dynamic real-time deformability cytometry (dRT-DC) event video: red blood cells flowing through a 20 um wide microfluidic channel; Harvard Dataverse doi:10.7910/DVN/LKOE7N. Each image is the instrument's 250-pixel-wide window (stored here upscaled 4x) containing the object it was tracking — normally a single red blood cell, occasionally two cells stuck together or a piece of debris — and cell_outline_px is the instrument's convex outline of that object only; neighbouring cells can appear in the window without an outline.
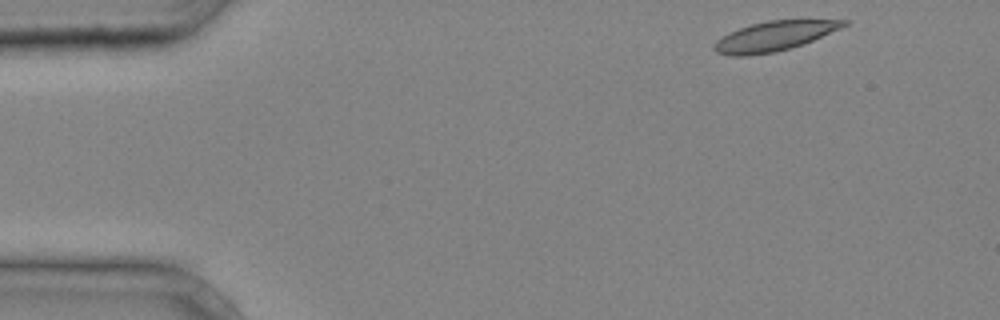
{"species": "common noctule bat (a hibernating species)", "species_latin": "Nyctalus noctula", "temperature_condition": "cold", "stored_images_in_passage": 33, "camera_frame_rate_fps": 3000, "um_per_image_px": 0.085, "animal": {"sex": "male", "body_mass_g": 20.4}, "frame": {"image": 1, "passage_image": 1, "time_ms": 0.0, "image_size_px": [1000, 320], "cell_outline_px": [[852, 20], [848, 24], [840, 28], [812, 40], [792, 48], [776, 52], [744, 56], [732, 56], [716, 52], [712, 48], [716, 40], [740, 28], [752, 24], [768, 20]], "centroid_in_image_um": [65.8, 3.08], "position_along_channel_um": 19.2, "area_um2": 22.08}}
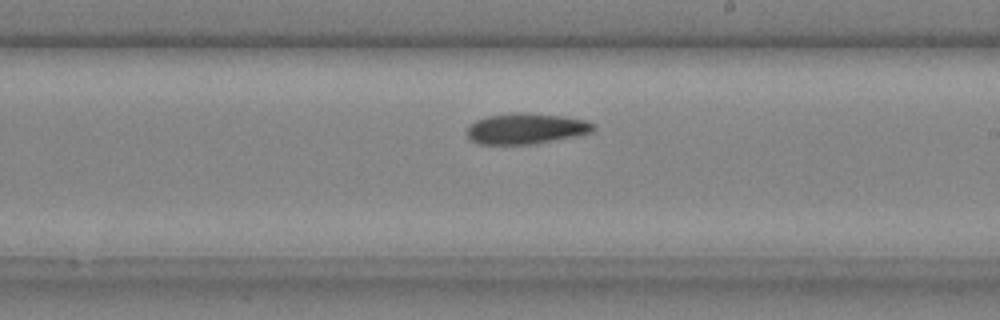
{"frame": {"image": 2, "passage_image": 21, "time_ms": 6.667, "image_size_px": [1000, 320], "cell_outline_px": [[596, 128], [592, 132], [532, 144], [480, 144], [468, 140], [468, 128], [476, 120], [488, 116], [516, 112], [524, 112], [564, 116], [588, 120]], "centroid_in_image_um": [44.7, 10.92], "position_along_channel_um": 244.3, "area_um2": 22.48}}
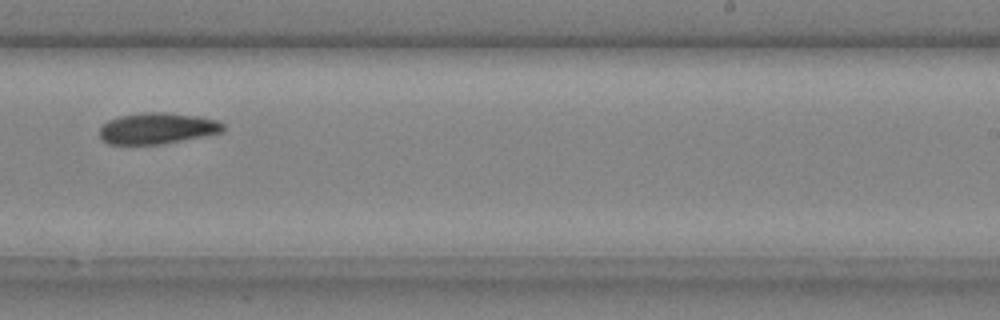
{"frame": {"image": 3, "passage_image": 23, "time_ms": 7.333, "image_size_px": [1000, 320], "cell_outline_px": [[224, 132], [160, 144], [108, 144], [100, 140], [100, 128], [108, 120], [120, 116], [144, 112], [164, 112], [196, 116], [216, 120], [224, 124]], "centroid_in_image_um": [13.34, 10.91], "position_along_channel_um": 275.7, "area_um2": 22.31}}